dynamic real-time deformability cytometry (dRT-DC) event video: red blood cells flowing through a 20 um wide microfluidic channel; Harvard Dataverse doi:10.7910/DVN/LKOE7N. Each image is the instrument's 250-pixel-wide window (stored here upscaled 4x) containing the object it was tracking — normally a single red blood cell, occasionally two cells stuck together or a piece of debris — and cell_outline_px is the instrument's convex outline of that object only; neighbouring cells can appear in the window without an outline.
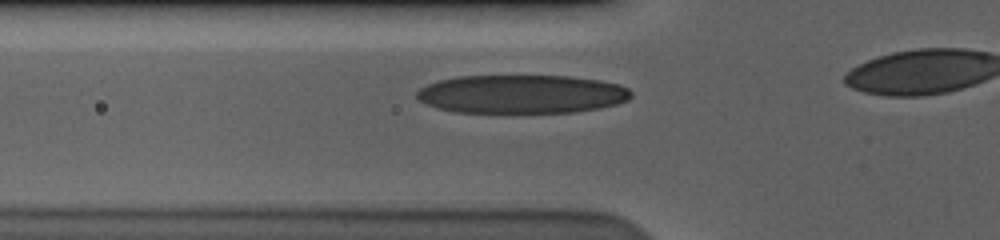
{"species": "human", "species_latin": "Homo sapiens", "temperature_condition": "cold", "stored_images_in_passage": 12, "camera_frame_rate_fps": 3000, "um_per_image_px": 0.085, "donor": {"sex": "male"}, "frame": {"image": 1, "passage_image": 3, "time_ms": 0.667, "image_size_px": [1000, 240], "cell_outline_px": [[632, 96], [628, 100], [616, 104], [600, 108], [572, 112], [512, 116], [504, 116], [456, 112], [436, 108], [420, 100], [416, 96], [416, 92], [420, 88], [428, 84], [440, 80], [460, 76], [568, 76], [600, 80], [620, 84], [628, 88], [632, 92]], "centroid_in_image_um": [44.34, 8.05], "position_along_channel_um": 81.5, "area_um2": 49.88}}
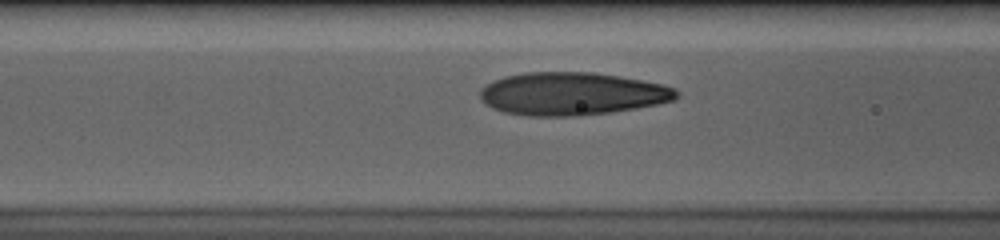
{"frame": {"image": 2, "passage_image": 6, "time_ms": 1.667, "image_size_px": [1000, 240], "cell_outline_px": [[680, 96], [676, 100], [636, 108], [580, 116], [528, 116], [504, 112], [492, 108], [484, 104], [480, 100], [480, 88], [492, 80], [504, 76], [524, 72], [592, 72], [664, 84], [676, 88], [680, 92]], "centroid_in_image_um": [48.6, 7.97], "position_along_channel_um": 118.0, "area_um2": 49.42}}